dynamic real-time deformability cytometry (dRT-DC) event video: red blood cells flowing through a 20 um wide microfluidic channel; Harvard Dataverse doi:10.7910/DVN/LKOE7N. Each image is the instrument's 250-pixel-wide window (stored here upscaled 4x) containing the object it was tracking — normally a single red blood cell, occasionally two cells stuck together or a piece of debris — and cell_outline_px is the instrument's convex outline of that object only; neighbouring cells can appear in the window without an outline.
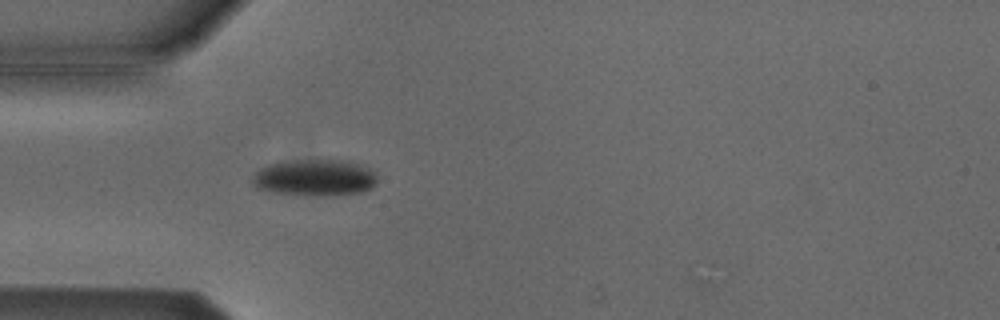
{"species": "Egyptian fruit bat (a non-hibernating species)", "species_latin": "Rousettus aegyptiacus", "temperature_condition": "cold", "stored_images_in_passage": 3, "camera_frame_rate_fps": 3000, "um_per_image_px": 0.085, "animal": {"sex": "male"}, "frame": {"image": 1, "passage_image": 3, "time_ms": 0.667, "image_size_px": [1000, 320], "cell_outline_px": [[376, 184], [372, 188], [364, 192], [332, 196], [320, 196], [276, 192], [260, 188], [252, 180], [256, 172], [260, 168], [268, 164], [296, 160], [344, 160], [360, 164], [368, 168], [376, 176]], "centroid_in_image_um": [26.83, 15.1], "position_along_channel_um": 58.2, "area_um2": 26.36}}